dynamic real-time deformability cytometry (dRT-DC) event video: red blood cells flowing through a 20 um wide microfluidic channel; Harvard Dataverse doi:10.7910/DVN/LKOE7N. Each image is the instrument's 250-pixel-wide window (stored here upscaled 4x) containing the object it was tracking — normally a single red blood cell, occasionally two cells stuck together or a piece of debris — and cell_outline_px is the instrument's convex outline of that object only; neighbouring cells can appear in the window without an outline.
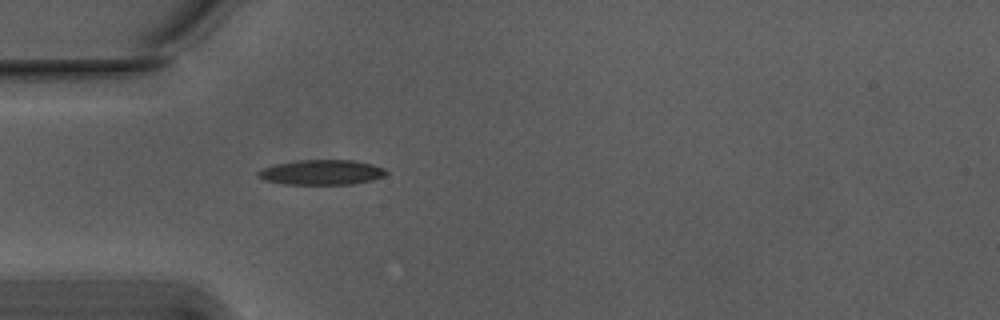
{"species": "Egyptian fruit bat (a non-hibernating species)", "species_latin": "Rousettus aegyptiacus", "temperature_condition": "warm", "stored_images_in_passage": 32, "camera_frame_rate_fps": 3000, "um_per_image_px": 0.085, "animal": {"sex": "male"}, "frame": {"image": 1, "passage_image": 1, "time_ms": 0.0, "image_size_px": [1000, 320], "cell_outline_px": [[388, 172], [384, 176], [372, 180], [352, 184], [284, 184], [264, 180], [256, 176], [256, 172], [264, 168], [276, 164], [300, 160], [352, 160], [372, 164], [384, 168]], "centroid_in_image_um": [27.33, 14.65], "position_along_channel_um": 57.7, "area_um2": 18.61}}
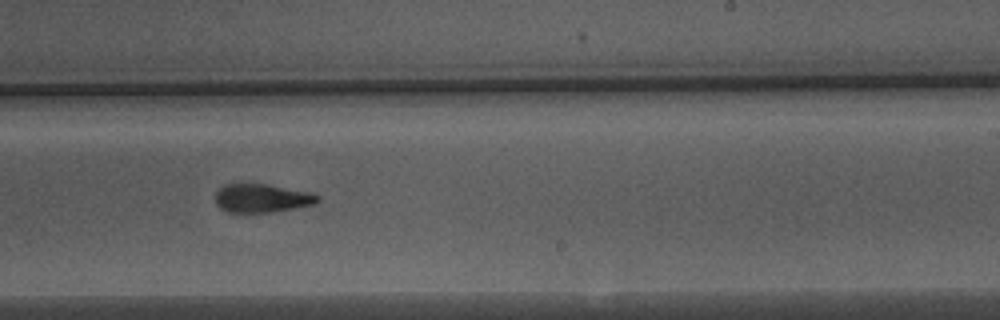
{"frame": {"image": 2, "passage_image": 18, "time_ms": 5.667, "image_size_px": [1000, 320], "cell_outline_px": [[320, 200], [312, 204], [296, 208], [272, 212], [228, 212], [220, 208], [216, 204], [216, 192], [224, 184], [268, 184], [308, 192], [320, 196]], "centroid_in_image_um": [22.25, 16.85], "position_along_channel_um": 266.8, "area_um2": 16.88}}
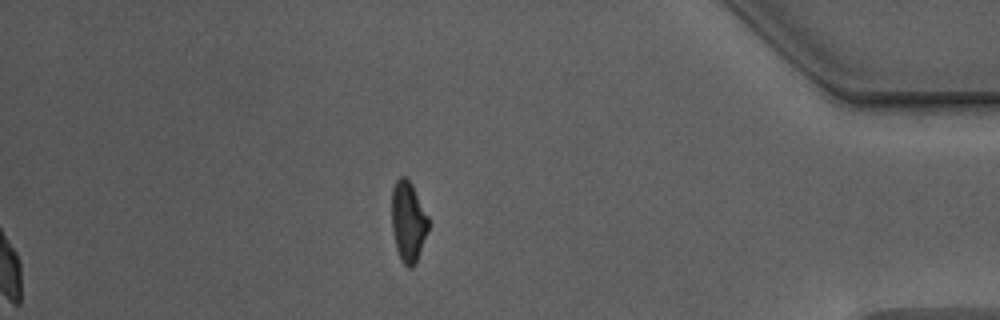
{"frame": {"image": 3, "passage_image": 32, "time_ms": 10.333, "image_size_px": [1000, 320], "cell_outline_px": [[428, 228], [416, 264], [412, 268], [408, 268], [400, 260], [396, 248], [392, 232], [392, 188], [396, 180], [400, 176], [404, 176], [412, 184], [428, 216]], "centroid_in_image_um": [34.68, 18.85], "position_along_channel_um": 400.5, "area_um2": 17.22}, "authors_computed_cell_mechanics": {"area_um2": 18.0336, "velocity_mm_per_s": 3.7618, "shape_relaxation_time_tau1_ms": 6.6281, "shape_relaxation_time_tau2_ms": 1.7807, "deformation_change_tau1": 0.2241, "deformation_change_tau2": 0.0962}}